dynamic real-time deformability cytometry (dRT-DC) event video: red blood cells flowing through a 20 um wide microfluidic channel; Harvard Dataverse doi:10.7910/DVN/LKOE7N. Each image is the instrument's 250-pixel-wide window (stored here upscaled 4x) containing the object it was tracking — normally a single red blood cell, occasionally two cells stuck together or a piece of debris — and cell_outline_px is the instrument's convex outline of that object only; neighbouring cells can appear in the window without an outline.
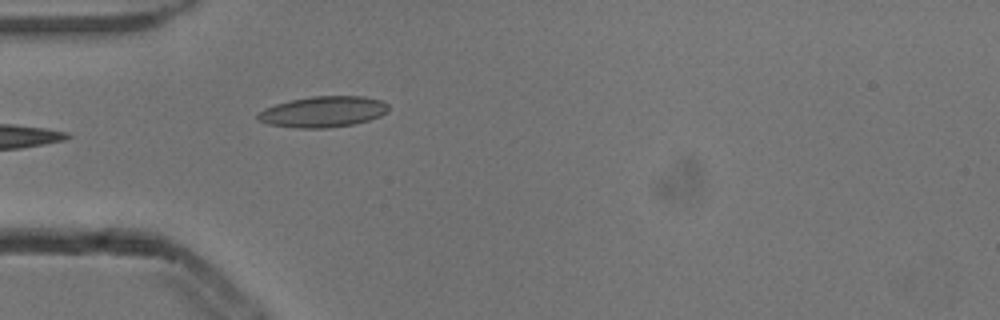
{"species": "common noctule bat (a hibernating species)", "species_latin": "Nyctalus noctula", "temperature_condition": "cold", "stored_images_in_passage": 4, "camera_frame_rate_fps": 3000, "um_per_image_px": 0.085, "animal": {"sex": "male", "body_mass_g": 13.3}, "frame": {"image": 1, "passage_image": 4, "time_ms": 1.0, "image_size_px": [1000, 320], "cell_outline_px": [[388, 112], [380, 116], [368, 120], [352, 124], [328, 128], [296, 128], [268, 124], [260, 120], [256, 116], [264, 108], [288, 100], [312, 96], [364, 96], [380, 100], [388, 104]], "centroid_in_image_um": [27.46, 9.49], "position_along_channel_um": 57.5, "area_um2": 23.52}}